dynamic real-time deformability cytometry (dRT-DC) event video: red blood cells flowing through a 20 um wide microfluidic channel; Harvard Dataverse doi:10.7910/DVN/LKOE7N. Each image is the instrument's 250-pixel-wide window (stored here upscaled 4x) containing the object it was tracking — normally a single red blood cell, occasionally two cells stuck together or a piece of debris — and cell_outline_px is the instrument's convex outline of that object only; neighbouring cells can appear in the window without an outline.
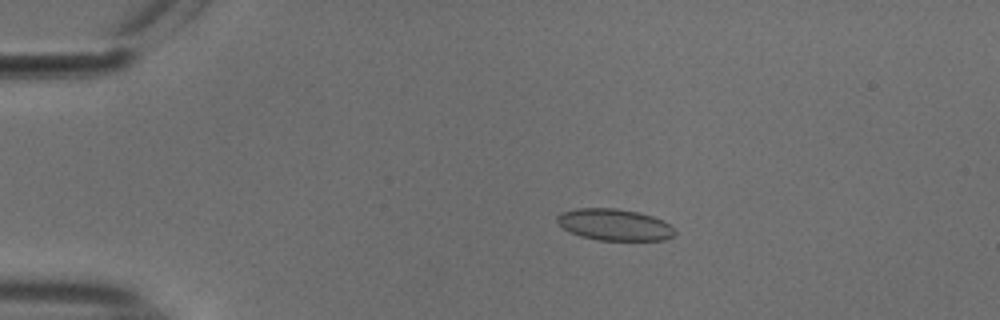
{"species": "common noctule bat (a hibernating species)", "species_latin": "Nyctalus noctula", "temperature_condition": "cold", "stored_images_in_passage": 55, "camera_frame_rate_fps": 3000, "um_per_image_px": 0.085, "animal": {"sex": "male", "body_mass_g": 18.8}, "frame": {"image": 1, "passage_image": 12, "time_ms": 3.667, "image_size_px": [1000, 320], "cell_outline_px": [[676, 232], [672, 236], [664, 240], [596, 240], [580, 236], [564, 228], [556, 220], [556, 216], [560, 212], [576, 208], [616, 208], [640, 212], [664, 220]], "centroid_in_image_um": [52.22, 19.09], "position_along_channel_um": 32.8, "area_um2": 21.68}}
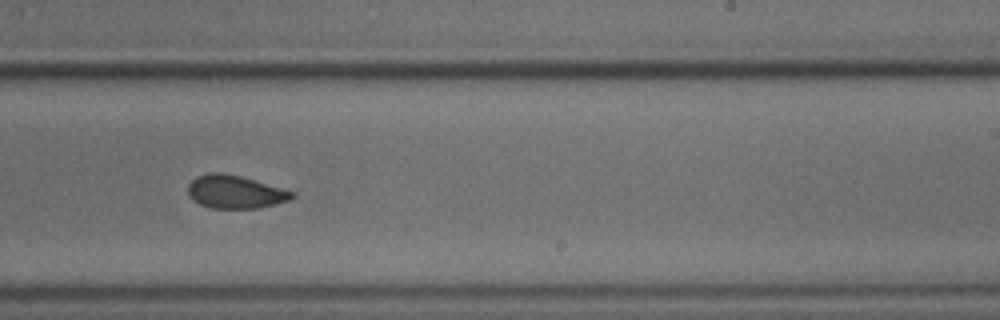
{"frame": {"image": 2, "passage_image": 35, "time_ms": 11.333, "image_size_px": [1000, 320], "cell_outline_px": [[296, 196], [288, 200], [276, 204], [256, 208], [212, 208], [200, 204], [192, 200], [188, 196], [188, 184], [196, 176], [208, 172], [220, 172], [240, 176], [280, 188], [292, 192]], "centroid_in_image_um": [19.92, 16.31], "position_along_channel_um": 269.1, "area_um2": 19.88}}
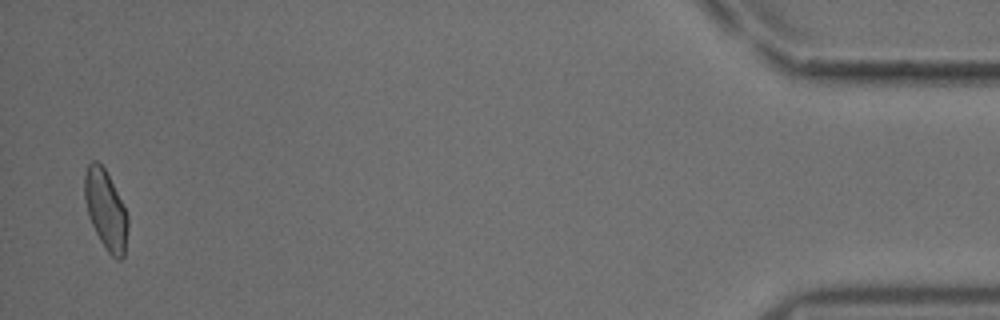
{"frame": {"image": 3, "passage_image": 54, "time_ms": 17.667, "image_size_px": [1000, 320], "cell_outline_px": [[128, 228], [124, 256], [120, 260], [116, 260], [104, 248], [88, 216], [84, 200], [84, 176], [88, 164], [92, 160], [96, 160], [104, 168], [128, 216]], "centroid_in_image_um": [8.97, 17.87], "position_along_channel_um": 426.2, "area_um2": 19.83}, "authors_computed_cell_mechanics": {"area_um2": 20.4034, "velocity_mm_per_s": 3.7602, "shape_relaxation_time_tau1_ms": 4.5919, "shape_relaxation_time_tau2_ms": 2.2757, "deformation_change_tau1": 0.1076, "deformation_change_tau2": 0.0649}}